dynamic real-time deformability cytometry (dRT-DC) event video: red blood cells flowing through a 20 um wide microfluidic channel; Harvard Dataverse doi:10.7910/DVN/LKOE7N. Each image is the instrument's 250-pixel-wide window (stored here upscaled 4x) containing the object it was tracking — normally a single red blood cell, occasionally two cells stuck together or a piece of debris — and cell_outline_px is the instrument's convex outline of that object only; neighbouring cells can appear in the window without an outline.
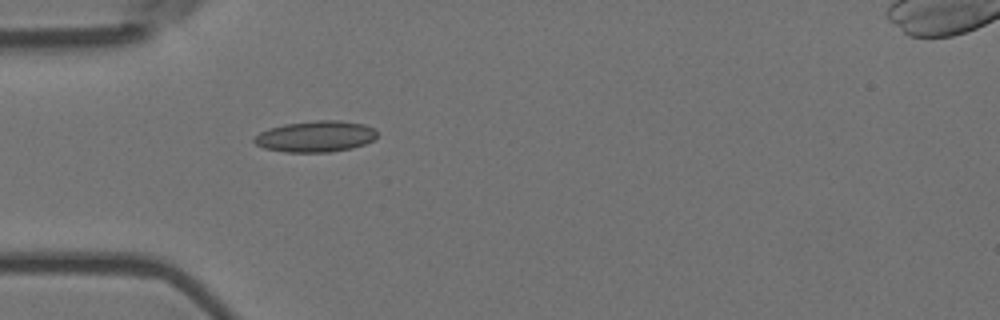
{"species": "Egyptian fruit bat (a non-hibernating species)", "species_latin": "Rousettus aegyptiacus", "temperature_condition": "room temperature", "stored_images_in_passage": 1, "camera_frame_rate_fps": 3000, "um_per_image_px": 0.085, "animal": {"sex": "female"}, "frame": {"image": 1, "passage_image": 1, "time_ms": 0.0, "image_size_px": [1000, 320], "cell_outline_px": [[376, 136], [372, 140], [364, 144], [352, 148], [328, 152], [284, 152], [264, 148], [256, 144], [252, 140], [260, 132], [268, 128], [284, 124], [316, 120], [340, 120], [364, 124], [372, 128], [376, 132]], "centroid_in_image_um": [26.8, 11.59], "position_along_channel_um": 58.2, "area_um2": 22.25}}